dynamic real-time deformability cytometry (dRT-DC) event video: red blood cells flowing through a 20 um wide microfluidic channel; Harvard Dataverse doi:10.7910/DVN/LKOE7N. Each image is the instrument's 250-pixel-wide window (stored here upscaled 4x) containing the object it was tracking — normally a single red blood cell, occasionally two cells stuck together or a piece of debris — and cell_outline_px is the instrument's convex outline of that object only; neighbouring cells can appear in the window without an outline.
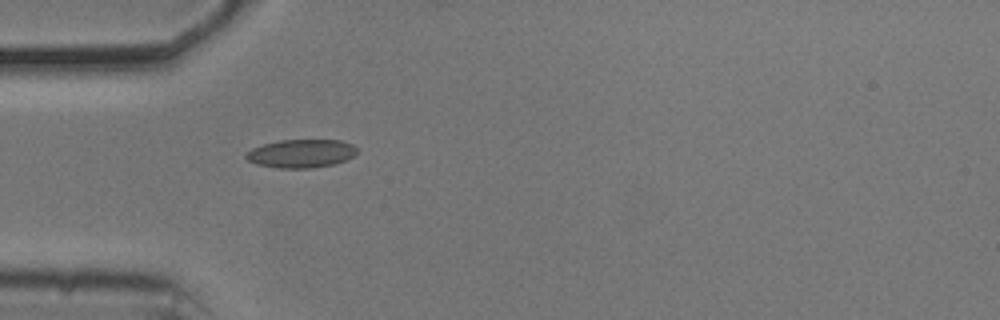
{"species": "common noctule bat (a hibernating species)", "species_latin": "Nyctalus noctula", "temperature_condition": "cold", "stored_images_in_passage": 39, "camera_frame_rate_fps": 3000, "um_per_image_px": 0.085, "animal": {"sex": "male", "body_mass_g": 20.5, "forearm_length_mm": 52.5}, "frame": {"image": 1, "passage_image": 1, "time_ms": 0.0, "image_size_px": [1000, 320], "cell_outline_px": [[356, 152], [352, 156], [336, 164], [312, 168], [280, 168], [256, 164], [248, 160], [244, 156], [252, 148], [264, 144], [280, 140], [340, 140], [352, 144], [356, 148]], "centroid_in_image_um": [25.59, 13.05], "position_along_channel_um": 59.4, "area_um2": 18.21}}
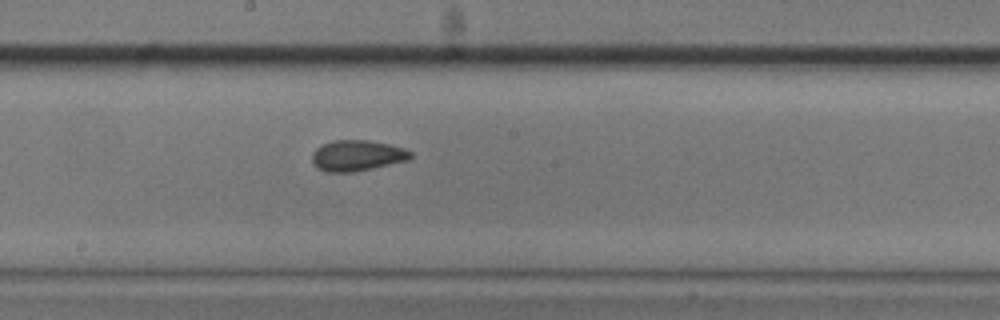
{"frame": {"image": 2, "passage_image": 14, "time_ms": 4.333, "image_size_px": [1000, 320], "cell_outline_px": [[412, 156], [408, 160], [372, 168], [352, 172], [324, 172], [316, 168], [312, 164], [312, 152], [320, 144], [332, 140], [368, 140], [388, 144], [404, 148], [412, 152]], "centroid_in_image_um": [30.29, 13.22], "position_along_channel_um": 217.9, "area_um2": 17.86}}
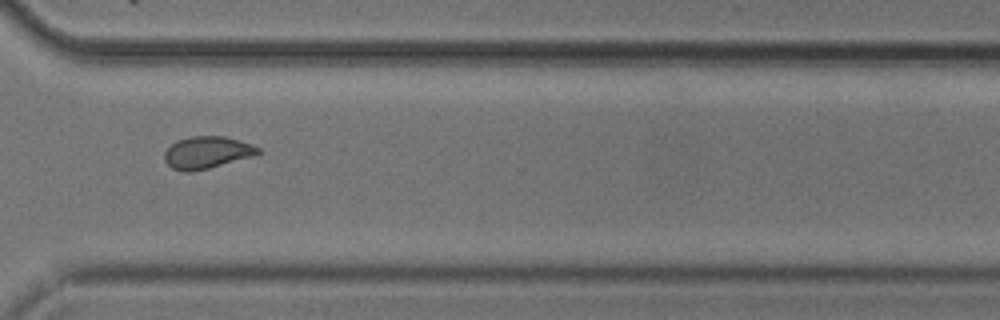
{"frame": {"image": 3, "passage_image": 25, "time_ms": 8.0, "image_size_px": [1000, 320], "cell_outline_px": [[264, 152], [256, 156], [192, 172], [184, 172], [172, 168], [164, 160], [164, 152], [176, 140], [192, 136], [224, 136], [252, 144], [260, 148]], "centroid_in_image_um": [17.63, 12.96], "position_along_channel_um": 353.0, "area_um2": 17.74}, "authors_computed_cell_mechanics": {"area_um2": 17.5712, "velocity_mm_per_s": 3.7052, "shape_relaxation_time_tau1_ms": null, "shape_relaxation_time_tau2_ms": 1.2839, "deformation_change_tau1": null, "deformation_change_tau2": 0.0575}}